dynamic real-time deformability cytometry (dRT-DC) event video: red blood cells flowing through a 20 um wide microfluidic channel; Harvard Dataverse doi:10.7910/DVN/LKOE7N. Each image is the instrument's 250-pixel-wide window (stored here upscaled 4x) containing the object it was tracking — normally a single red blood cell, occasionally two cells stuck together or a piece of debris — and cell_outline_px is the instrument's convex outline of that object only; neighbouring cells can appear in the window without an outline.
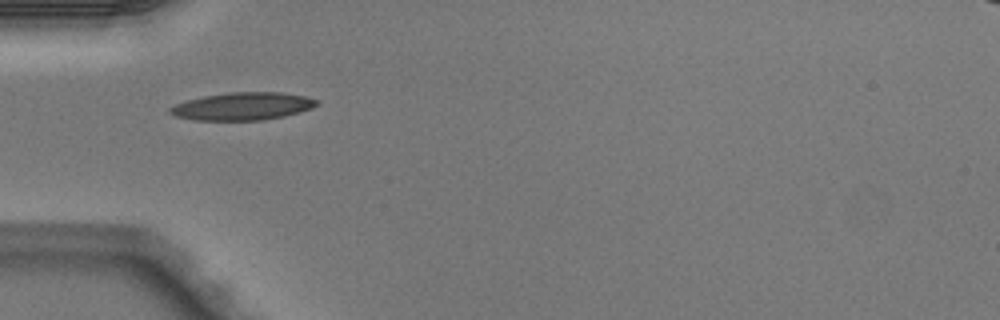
{"species": "Egyptian fruit bat (a non-hibernating species)", "species_latin": "Rousettus aegyptiacus", "temperature_condition": "warm", "stored_images_in_passage": 34, "camera_frame_rate_fps": 3000, "um_per_image_px": 0.085, "animal": {"sex": "male"}, "frame": {"image": 1, "passage_image": 1, "time_ms": 0.0, "image_size_px": [1000, 320], "cell_outline_px": [[320, 104], [312, 108], [300, 112], [284, 116], [264, 120], [196, 120], [176, 116], [168, 112], [168, 108], [176, 104], [188, 100], [204, 96], [228, 92], [280, 92], [304, 96], [316, 100]], "centroid_in_image_um": [20.63, 9.03], "position_along_channel_um": 64.4, "area_um2": 23.58}}
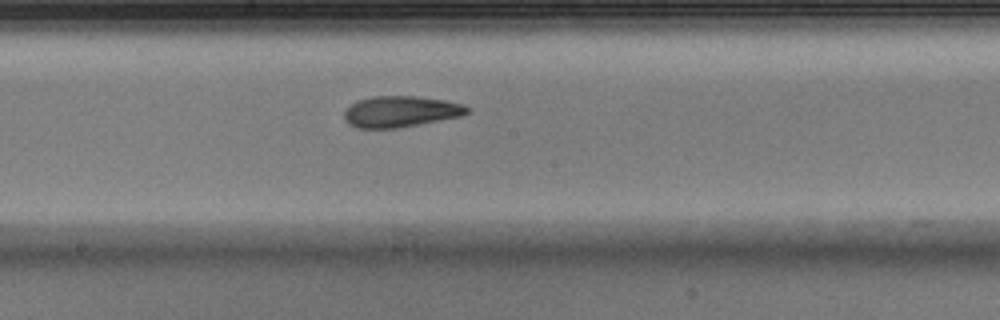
{"frame": {"image": 2, "passage_image": 12, "time_ms": 3.667, "image_size_px": [1000, 320], "cell_outline_px": [[468, 112], [460, 116], [396, 128], [356, 128], [348, 124], [344, 120], [344, 112], [356, 100], [372, 96], [416, 96], [444, 100], [464, 104], [468, 108]], "centroid_in_image_um": [34.0, 9.47], "position_along_channel_um": 214.2, "area_um2": 22.14}}
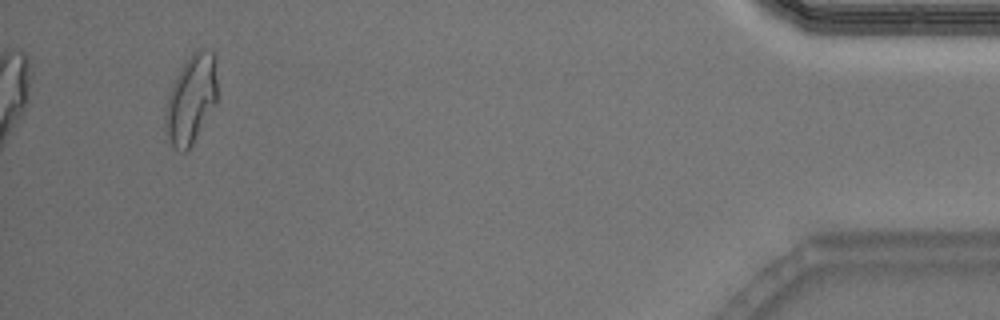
{"frame": {"image": 3, "passage_image": 32, "time_ms": 10.333, "image_size_px": [1000, 320], "cell_outline_px": [[216, 104], [188, 152], [180, 152], [172, 144], [164, 132], [164, 112], [168, 96], [172, 84], [180, 68], [188, 56], [196, 48], [204, 48], [212, 52], [216, 64]], "centroid_in_image_um": [16.22, 8.44], "position_along_channel_um": 419.0, "area_um2": 27.28}, "authors_computed_cell_mechanics": {"area_um2": 22.6576, "velocity_mm_per_s": 4.109, "shape_relaxation_time_tau1_ms": 8.0541, "shape_relaxation_time_tau2_ms": 2.4352, "deformation_change_tau1": 0.2277, "deformation_change_tau2": 0.103}}